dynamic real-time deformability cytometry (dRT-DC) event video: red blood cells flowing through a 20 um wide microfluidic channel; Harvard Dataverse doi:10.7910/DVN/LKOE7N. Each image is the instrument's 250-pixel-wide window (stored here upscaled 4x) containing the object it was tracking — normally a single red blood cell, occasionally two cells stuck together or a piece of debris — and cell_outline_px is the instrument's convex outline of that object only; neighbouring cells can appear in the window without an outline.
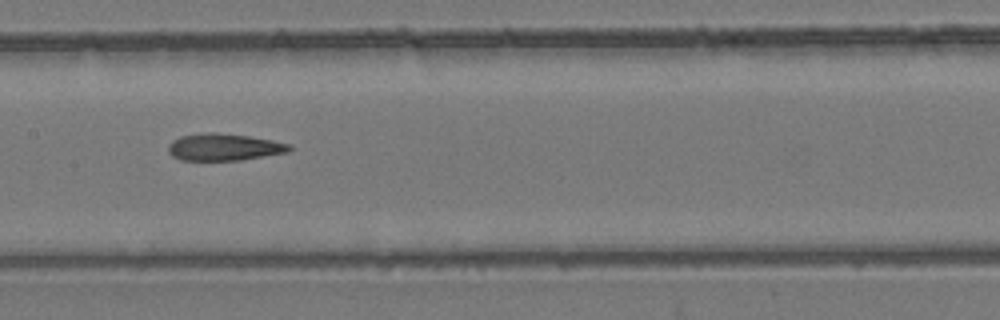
{"species": "common noctule bat (a hibernating species)", "species_latin": "Nyctalus noctula", "temperature_condition": "room temperature", "stored_images_in_passage": 8, "camera_frame_rate_fps": 3000, "um_per_image_px": 0.085, "animal": {"sex": "female", "body_mass_g": 24.6, "forearm_length_mm": 56.2}, "frame": {"image": 1, "passage_image": 5, "time_ms": 5.667, "image_size_px": [1000, 320], "cell_outline_px": [[292, 148], [288, 152], [240, 160], [180, 160], [172, 156], [168, 152], [168, 144], [172, 140], [180, 136], [208, 132], [216, 132], [248, 136], [272, 140], [288, 144]], "centroid_in_image_um": [18.99, 12.5], "position_along_channel_um": 188.4, "area_um2": 19.02}}
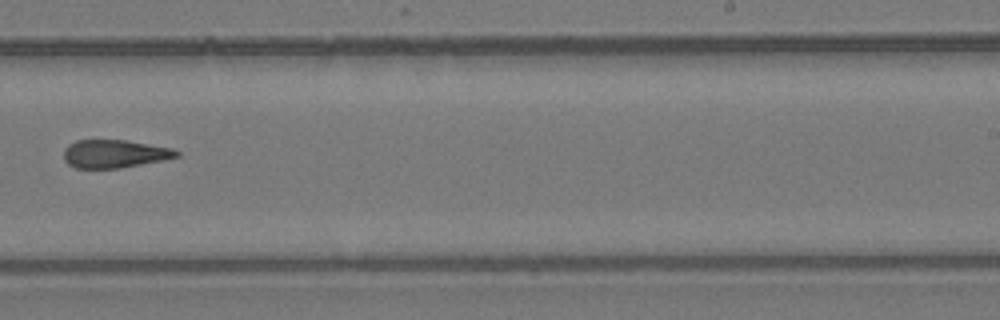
{"frame": {"image": 2, "passage_image": 7, "time_ms": 8.0, "image_size_px": [1000, 320], "cell_outline_px": [[180, 156], [140, 164], [116, 168], [76, 168], [68, 164], [64, 160], [64, 148], [68, 144], [76, 140], [124, 140], [172, 148], [180, 152]], "centroid_in_image_um": [9.69, 13.06], "position_along_channel_um": 279.3, "area_um2": 18.26}}
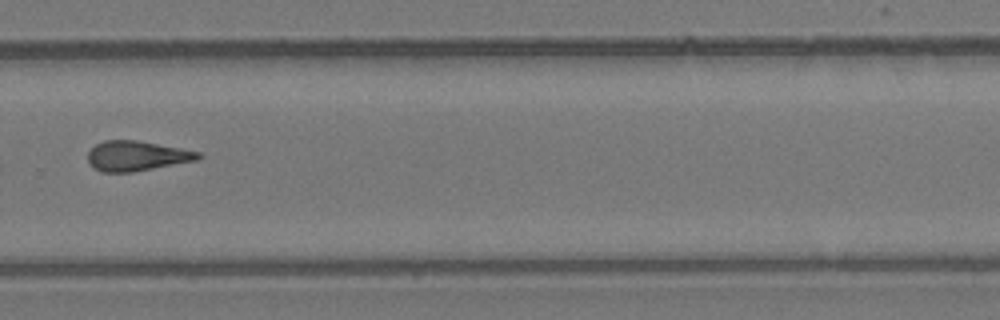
{"frame": {"image": 3, "passage_image": 8, "time_ms": 9.0, "image_size_px": [1000, 320], "cell_outline_px": [[204, 156], [200, 160], [132, 172], [104, 172], [92, 168], [88, 164], [88, 152], [96, 144], [104, 140], [136, 140], [180, 148], [200, 152]], "centroid_in_image_um": [11.63, 13.26], "position_along_channel_um": 318.2, "area_um2": 19.42}}